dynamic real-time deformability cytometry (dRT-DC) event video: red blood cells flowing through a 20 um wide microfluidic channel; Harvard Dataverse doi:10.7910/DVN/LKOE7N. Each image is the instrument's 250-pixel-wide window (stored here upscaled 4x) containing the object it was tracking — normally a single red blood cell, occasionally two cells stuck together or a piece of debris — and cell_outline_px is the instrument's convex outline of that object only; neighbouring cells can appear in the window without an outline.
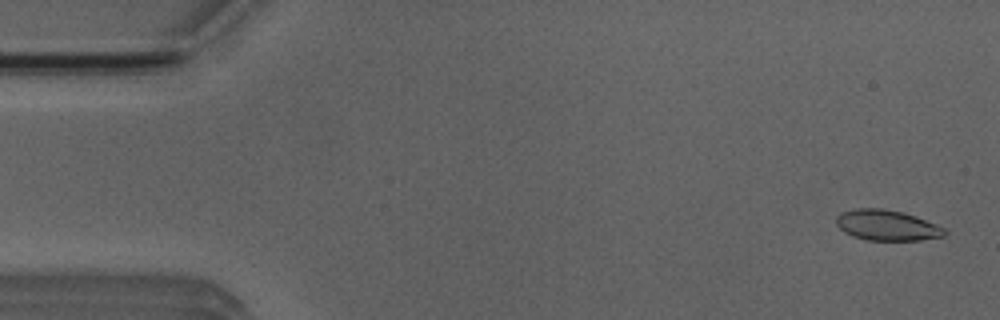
{"species": "Egyptian fruit bat (a non-hibernating species)", "species_latin": "Rousettus aegyptiacus", "temperature_condition": "room temperature", "stored_images_in_passage": 4, "camera_frame_rate_fps": 3000, "um_per_image_px": 0.085, "animal": {"sex": "male"}, "frame": {"image": 1, "passage_image": 1, "time_ms": 0.0, "image_size_px": [1000, 320], "cell_outline_px": [[948, 232], [944, 236], [920, 240], [868, 240], [852, 236], [844, 232], [836, 224], [836, 216], [840, 212], [856, 208], [884, 208], [916, 216], [944, 228]], "centroid_in_image_um": [75.36, 19.14], "position_along_channel_um": 9.6, "area_um2": 19.31}}